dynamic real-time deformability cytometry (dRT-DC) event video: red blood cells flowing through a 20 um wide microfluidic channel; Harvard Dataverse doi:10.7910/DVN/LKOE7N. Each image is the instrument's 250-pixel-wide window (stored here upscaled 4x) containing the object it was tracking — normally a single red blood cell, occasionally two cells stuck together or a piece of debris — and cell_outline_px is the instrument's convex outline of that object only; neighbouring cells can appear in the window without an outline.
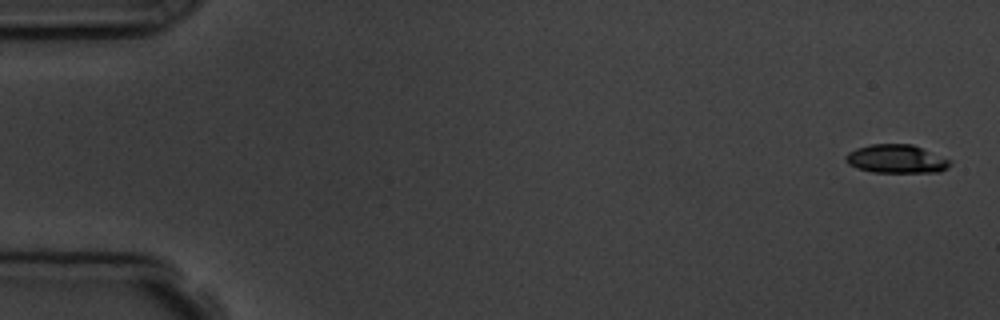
{"species": "common noctule bat (a hibernating species)", "species_latin": "Nyctalus noctula", "temperature_condition": "room temperature", "stored_images_in_passage": 3, "camera_frame_rate_fps": 3000, "um_per_image_px": 0.085, "animal": {"sex": "male", "body_mass_g": 19.5, "forearm_length_mm": 54.6}, "frame": {"image": 1, "passage_image": 1, "time_ms": 0.0, "image_size_px": [1000, 320], "cell_outline_px": [[952, 164], [948, 168], [940, 172], [872, 172], [856, 168], [848, 164], [844, 160], [844, 156], [848, 152], [856, 148], [872, 144], [912, 144], [952, 160]], "centroid_in_image_um": [76.19, 13.51], "position_along_channel_um": 8.8, "area_um2": 17.51}}